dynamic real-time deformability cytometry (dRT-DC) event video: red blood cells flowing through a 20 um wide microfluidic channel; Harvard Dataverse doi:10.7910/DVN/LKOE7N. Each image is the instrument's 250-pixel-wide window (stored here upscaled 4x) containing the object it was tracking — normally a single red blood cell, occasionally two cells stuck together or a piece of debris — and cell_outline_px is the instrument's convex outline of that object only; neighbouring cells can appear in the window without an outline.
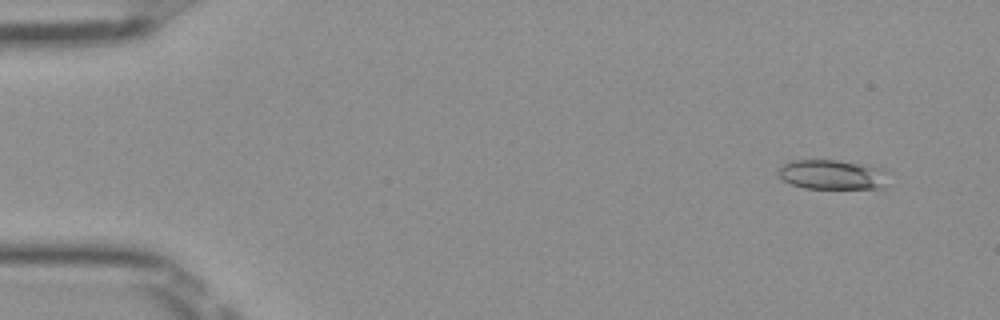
{"species": "Egyptian fruit bat (a non-hibernating species)", "species_latin": "Rousettus aegyptiacus", "temperature_condition": "room temperature", "stored_images_in_passage": 50, "camera_frame_rate_fps": 3000, "um_per_image_px": 0.085, "frame": {"image": 1, "passage_image": 4, "time_ms": 1.0, "image_size_px": [1000, 320], "cell_outline_px": [[892, 172], [884, 188], [804, 188], [792, 184], [776, 176], [776, 172], [788, 160], [836, 160], [868, 164]], "centroid_in_image_um": [70.8, 14.83], "position_along_channel_um": 14.2, "area_um2": 19.54}}
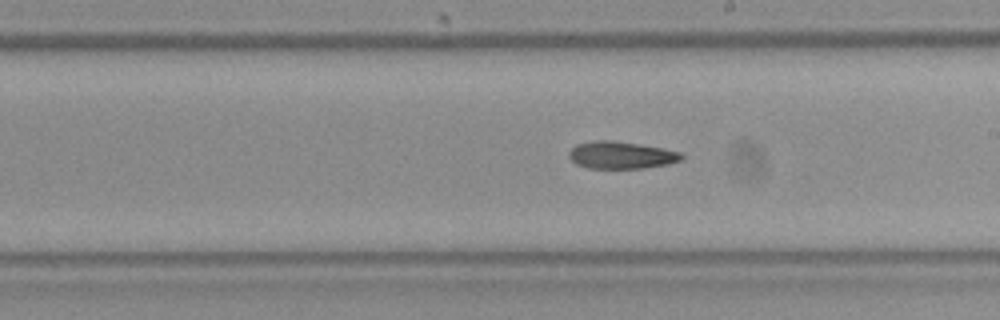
{"frame": {"image": 2, "passage_image": 29, "time_ms": 9.333, "image_size_px": [1000, 320], "cell_outline_px": [[684, 156], [680, 160], [668, 164], [644, 168], [588, 168], [576, 164], [568, 156], [568, 152], [576, 144], [592, 140], [612, 140], [640, 144], [664, 148], [680, 152]], "centroid_in_image_um": [52.78, 13.17], "position_along_channel_um": 236.2, "area_um2": 17.98}}
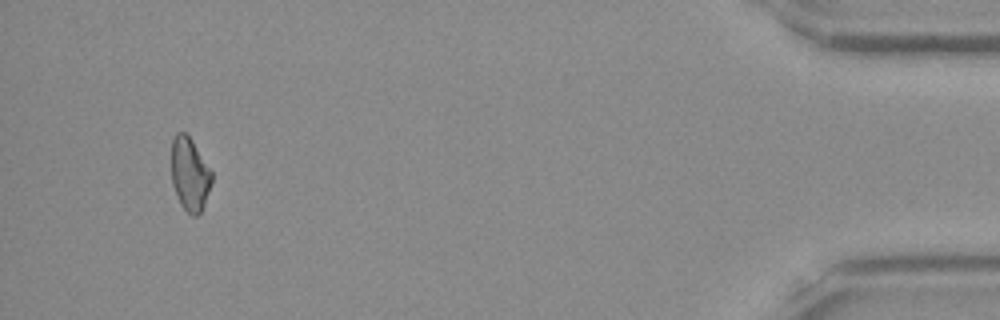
{"frame": {"image": 3, "passage_image": 48, "time_ms": 15.667, "image_size_px": [1000, 320], "cell_outline_px": [[212, 180], [204, 204], [200, 212], [196, 216], [192, 216], [180, 204], [172, 184], [172, 140], [176, 132], [184, 132], [192, 140], [212, 172]], "centroid_in_image_um": [16.12, 14.8], "position_along_channel_um": 419.1, "area_um2": 16.99}, "authors_computed_cell_mechanics": {"area_um2": 18.3515, "velocity_mm_per_s": 4.037, "shape_relaxation_time_tau1_ms": 4.7173, "shape_relaxation_time_tau2_ms": 4.3816, "deformation_change_tau1": 0.1233, "deformation_change_tau2": 0.1193}}